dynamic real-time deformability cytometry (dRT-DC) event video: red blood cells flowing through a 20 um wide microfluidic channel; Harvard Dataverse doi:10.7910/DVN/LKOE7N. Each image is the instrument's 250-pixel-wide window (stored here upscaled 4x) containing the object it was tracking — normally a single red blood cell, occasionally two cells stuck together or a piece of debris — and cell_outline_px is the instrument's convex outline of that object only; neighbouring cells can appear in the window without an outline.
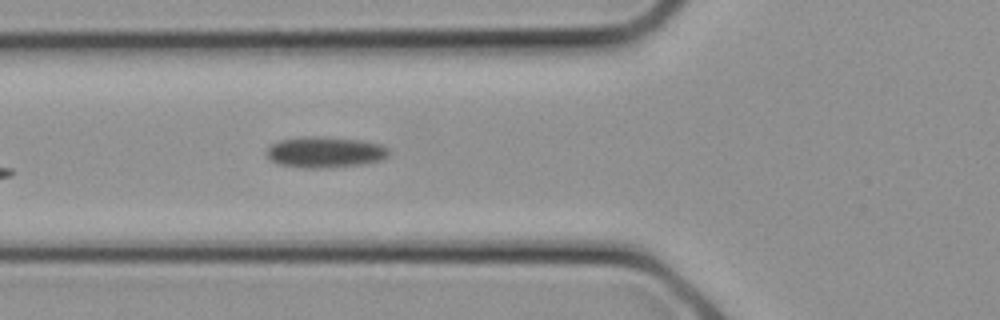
{"species": "common noctule bat (a hibernating species)", "species_latin": "Nyctalus noctula", "temperature_condition": "cold", "stored_images_in_passage": 2, "camera_frame_rate_fps": 3000, "um_per_image_px": 0.085, "animal": {"sex": "female", "body_mass_g": 21.9}, "frame": {"image": 1, "passage_image": 2, "time_ms": 0.333, "image_size_px": [1000, 320], "cell_outline_px": [[388, 156], [380, 160], [364, 164], [320, 168], [304, 168], [276, 164], [268, 160], [264, 152], [272, 144], [280, 140], [304, 136], [324, 136], [360, 140], [384, 144], [388, 148]], "centroid_in_image_um": [27.59, 12.93], "position_along_channel_um": 98.2, "area_um2": 22.43}}